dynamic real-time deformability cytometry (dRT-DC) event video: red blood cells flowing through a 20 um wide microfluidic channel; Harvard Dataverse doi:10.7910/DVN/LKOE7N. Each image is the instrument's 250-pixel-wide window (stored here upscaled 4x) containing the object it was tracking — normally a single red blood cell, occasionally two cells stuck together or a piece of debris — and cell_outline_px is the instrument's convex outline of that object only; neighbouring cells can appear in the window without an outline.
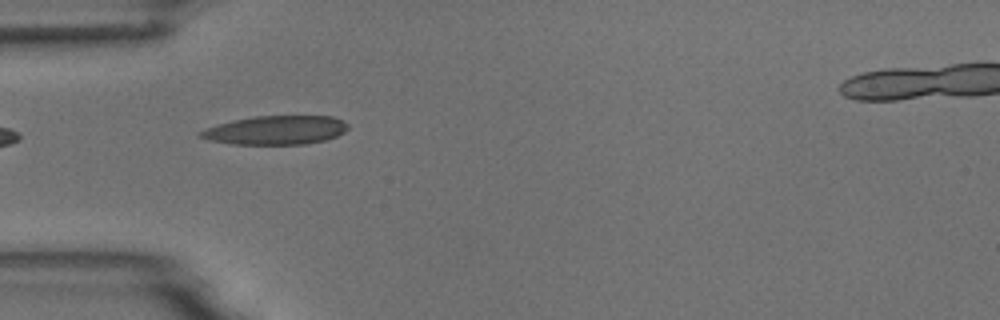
{"species": "common noctule bat (a hibernating species)", "species_latin": "Nyctalus noctula", "temperature_condition": "room temperature", "stored_images_in_passage": 8, "camera_frame_rate_fps": 3000, "um_per_image_px": 0.085, "animal": {"sex": "male", "body_mass_g": 18.8}, "frame": {"image": 1, "passage_image": 4, "time_ms": 4.333, "image_size_px": [1000, 320], "cell_outline_px": [[348, 128], [344, 132], [336, 136], [324, 140], [304, 144], [232, 144], [208, 140], [200, 136], [196, 132], [204, 128], [232, 120], [256, 116], [332, 116], [344, 120], [348, 124]], "centroid_in_image_um": [23.42, 11.06], "position_along_channel_um": 61.6, "area_um2": 24.85}}
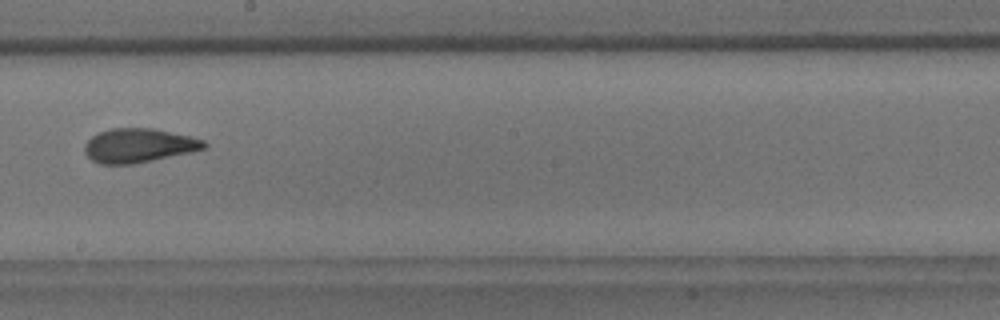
{"frame": {"image": 2, "passage_image": 8, "time_ms": 9.0, "image_size_px": [1000, 320], "cell_outline_px": [[208, 144], [204, 148], [192, 152], [132, 164], [100, 164], [92, 160], [84, 152], [84, 144], [92, 136], [100, 132], [112, 128], [152, 128], [192, 136], [204, 140]], "centroid_in_image_um": [11.79, 12.36], "position_along_channel_um": 236.4, "area_um2": 23.7}}